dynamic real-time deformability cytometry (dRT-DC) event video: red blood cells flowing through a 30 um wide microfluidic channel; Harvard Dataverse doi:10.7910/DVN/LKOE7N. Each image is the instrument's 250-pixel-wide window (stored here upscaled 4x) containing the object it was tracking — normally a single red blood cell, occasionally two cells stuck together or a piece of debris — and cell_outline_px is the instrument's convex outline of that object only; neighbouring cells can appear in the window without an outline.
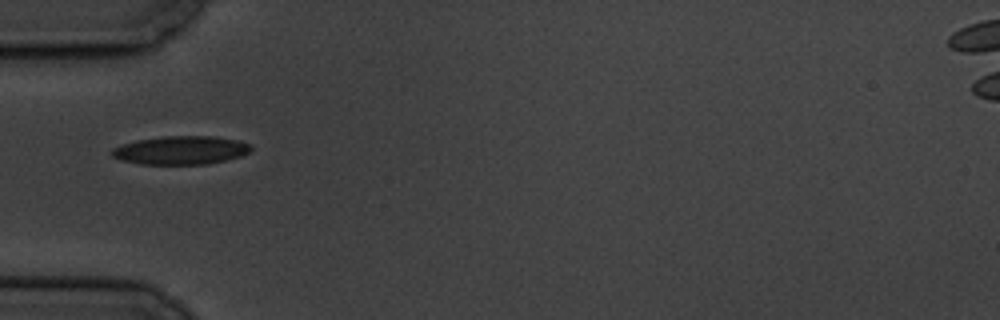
{"species": "common noctule bat (a hibernating species)", "species_latin": "Nyctalus noctula", "temperature_condition": "cold", "stored_images_in_passage": 5, "camera_frame_rate_fps": 3000, "um_per_image_px": 0.085, "animal": {"sex": "male", "body_mass_g": 19.5, "forearm_length_mm": 54.6}, "frame": {"image": 1, "passage_image": 1, "time_ms": 0.0, "image_size_px": [1000, 320], "cell_outline_px": [[252, 148], [248, 152], [240, 156], [208, 164], [140, 164], [120, 160], [112, 156], [112, 148], [136, 140], [164, 136], [212, 136], [236, 140], [252, 144]], "centroid_in_image_um": [15.36, 12.77], "position_along_channel_um": 69.6, "area_um2": 22.95}}
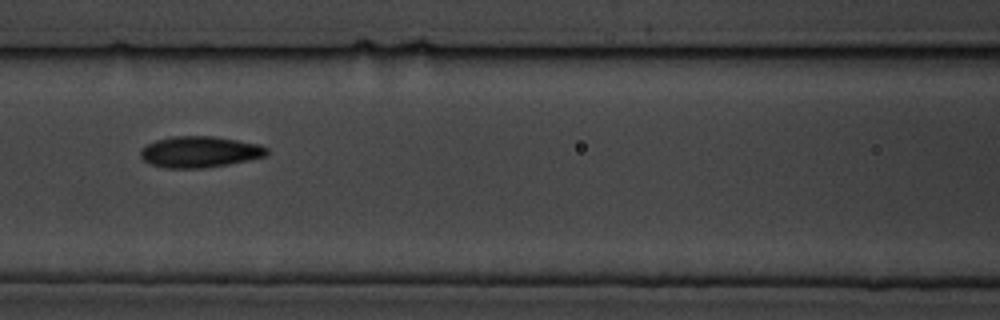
{"frame": {"image": 2, "passage_image": 3, "time_ms": 2.333, "image_size_px": [1000, 320], "cell_outline_px": [[268, 152], [264, 156], [228, 164], [204, 168], [164, 168], [148, 164], [140, 156], [140, 148], [144, 144], [156, 140], [172, 136], [216, 136], [260, 144], [268, 148]], "centroid_in_image_um": [16.92, 12.9], "position_along_channel_um": 149.7, "area_um2": 23.18}}
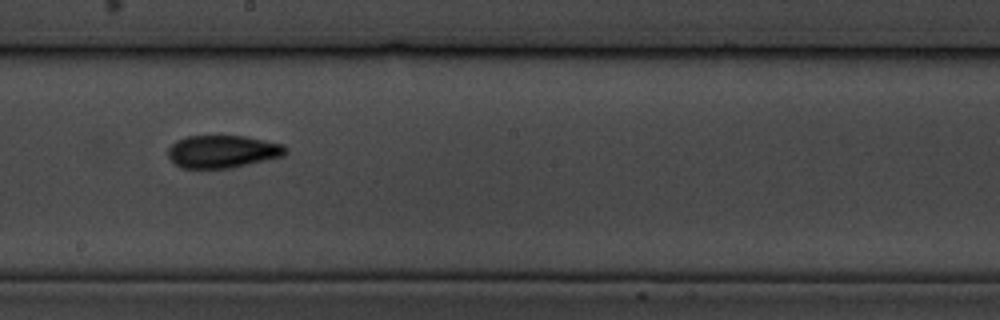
{"frame": {"image": 3, "passage_image": 5, "time_ms": 4.667, "image_size_px": [1000, 320], "cell_outline_px": [[288, 152], [284, 156], [232, 168], [180, 168], [168, 160], [168, 148], [176, 140], [184, 136], [244, 136], [284, 144], [288, 148]], "centroid_in_image_um": [18.91, 12.88], "position_along_channel_um": 229.3, "area_um2": 22.72}}